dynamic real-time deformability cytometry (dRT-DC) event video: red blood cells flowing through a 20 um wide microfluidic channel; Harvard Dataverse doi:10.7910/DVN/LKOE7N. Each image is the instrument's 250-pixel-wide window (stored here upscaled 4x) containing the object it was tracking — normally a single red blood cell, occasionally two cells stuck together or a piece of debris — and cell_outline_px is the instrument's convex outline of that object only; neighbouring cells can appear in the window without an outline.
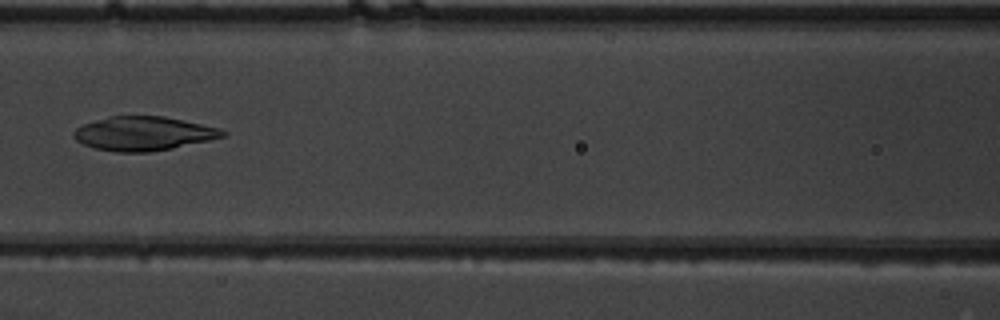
{"species": "common noctule bat (a hibernating species)", "species_latin": "Nyctalus noctula", "temperature_condition": "warm", "stored_images_in_passage": 8, "camera_frame_rate_fps": 3000, "um_per_image_px": 0.085, "animal": {"sex": "male", "body_mass_g": 19.5, "forearm_length_mm": 54.6}, "frame": {"image": 1, "passage_image": 7, "time_ms": 2.0, "image_size_px": [1000, 320], "cell_outline_px": [[228, 136], [172, 148], [152, 152], [116, 152], [96, 148], [84, 144], [76, 140], [72, 136], [72, 132], [76, 128], [84, 124], [96, 120], [112, 116], [164, 116], [220, 128], [228, 132]], "centroid_in_image_um": [12.22, 11.35], "position_along_channel_um": 154.4, "area_um2": 29.48}}
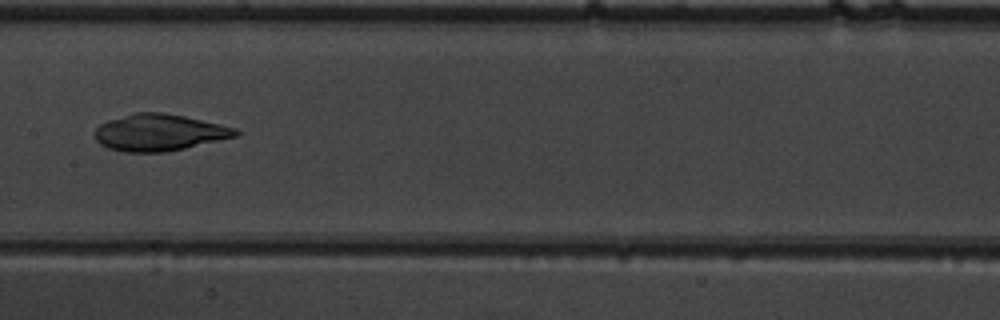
{"frame": {"image": 2, "passage_image": 8, "time_ms": 2.333, "image_size_px": [1000, 320], "cell_outline_px": [[240, 136], [184, 148], [164, 152], [124, 152], [108, 148], [100, 144], [96, 140], [96, 128], [100, 124], [108, 120], [136, 112], [164, 112], [184, 116], [220, 124], [236, 128], [240, 132]], "centroid_in_image_um": [13.56, 11.26], "position_along_channel_um": 193.8, "area_um2": 30.11}}